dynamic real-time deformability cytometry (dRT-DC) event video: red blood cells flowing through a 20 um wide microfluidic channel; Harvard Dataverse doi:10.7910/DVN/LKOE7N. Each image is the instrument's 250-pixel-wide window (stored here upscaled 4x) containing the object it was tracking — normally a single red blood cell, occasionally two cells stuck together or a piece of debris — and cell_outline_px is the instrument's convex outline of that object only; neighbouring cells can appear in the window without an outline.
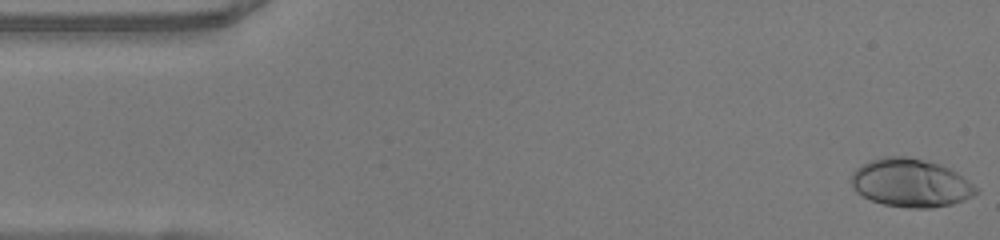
{"species": "human", "species_latin": "Homo sapiens", "temperature_condition": "warm", "stored_images_in_passage": 49, "camera_frame_rate_fps": 3000, "um_per_image_px": 0.085, "donor": {"sex": "female"}, "frame": {"image": 1, "passage_image": 1, "time_ms": 0.0, "image_size_px": [1000, 240], "cell_outline_px": [[980, 192], [964, 200], [952, 204], [932, 208], [908, 208], [884, 204], [872, 200], [856, 192], [852, 188], [852, 172], [856, 168], [880, 156], [908, 156], [940, 164], [956, 172], [980, 188]], "centroid_in_image_um": [77.43, 15.55], "position_along_channel_um": 7.6, "area_um2": 35.2}}
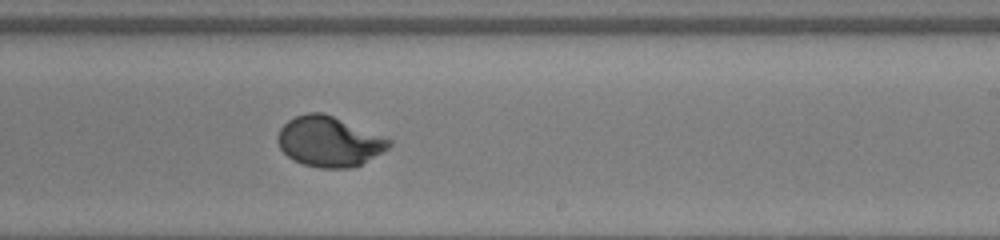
{"frame": {"image": 2, "passage_image": 29, "time_ms": 9.333, "image_size_px": [1000, 240], "cell_outline_px": [[392, 144], [388, 148], [360, 164], [352, 168], [320, 168], [304, 164], [292, 160], [280, 148], [276, 140], [276, 136], [280, 128], [288, 120], [296, 116], [308, 112], [324, 112], [392, 140]], "centroid_in_image_um": [27.93, 12.02], "position_along_channel_um": 261.1, "area_um2": 32.43}}
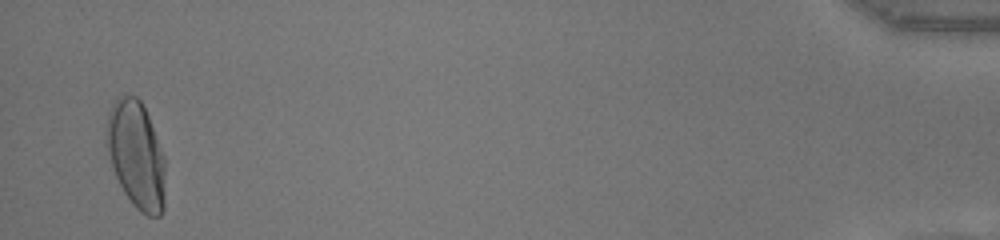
{"frame": {"image": 3, "passage_image": 48, "time_ms": 15.667, "image_size_px": [1000, 240], "cell_outline_px": [[164, 208], [160, 216], [148, 216], [140, 212], [132, 204], [124, 192], [116, 176], [104, 144], [108, 112], [112, 104], [124, 92], [136, 96], [140, 100], [148, 116], [164, 156]], "centroid_in_image_um": [11.55, 13.15], "position_along_channel_um": 423.7, "area_um2": 36.93}, "authors_computed_cell_mechanics": {"area_um2": 32.4258, "velocity_mm_per_s": 4.0668, "shape_relaxation_time_tau1_ms": 3.6272, "shape_relaxation_time_tau2_ms": null, "deformation_change_tau1": 0.2259, "deformation_change_tau2": null}}